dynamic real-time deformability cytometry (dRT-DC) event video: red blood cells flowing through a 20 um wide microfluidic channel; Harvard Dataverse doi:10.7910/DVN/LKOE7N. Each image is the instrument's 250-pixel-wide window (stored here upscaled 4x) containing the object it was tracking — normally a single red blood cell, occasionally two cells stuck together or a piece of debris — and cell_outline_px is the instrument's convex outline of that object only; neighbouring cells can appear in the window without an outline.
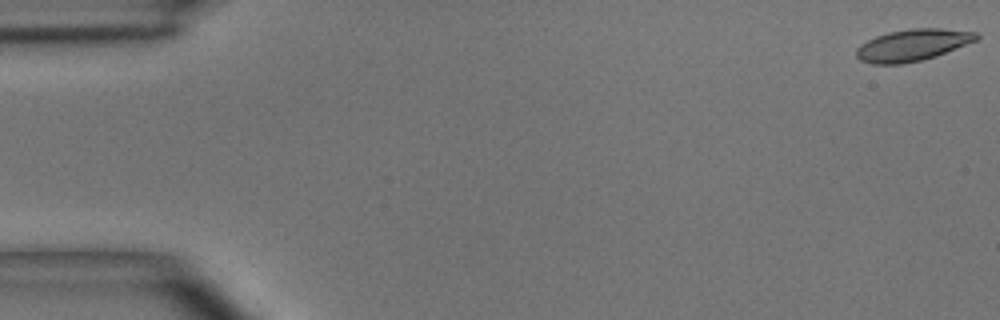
{"species": "common noctule bat (a hibernating species)", "species_latin": "Nyctalus noctula", "temperature_condition": "room temperature", "stored_images_in_passage": 49, "camera_frame_rate_fps": 3000, "um_per_image_px": 0.085, "animal": {"sex": "male", "body_mass_g": 15.6}, "frame": {"image": 1, "passage_image": 1, "time_ms": 0.0, "image_size_px": [1000, 320], "cell_outline_px": [[980, 36], [976, 40], [936, 56], [920, 60], [900, 64], [872, 64], [860, 60], [856, 56], [856, 48], [860, 44], [876, 36], [888, 32], [912, 28], [940, 28], [980, 32]], "centroid_in_image_um": [77.56, 3.82], "position_along_channel_um": 7.4, "area_um2": 22.2}}
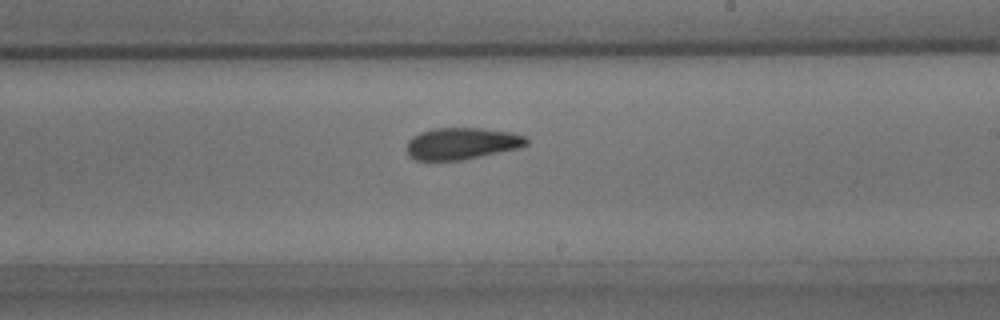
{"frame": {"image": 2, "passage_image": 29, "time_ms": 9.333, "image_size_px": [1000, 320], "cell_outline_px": [[528, 144], [520, 148], [460, 160], [416, 160], [408, 156], [408, 140], [412, 136], [420, 132], [432, 128], [484, 128], [512, 132], [528, 136]], "centroid_in_image_um": [39.28, 12.18], "position_along_channel_um": 249.7, "area_um2": 22.31}}
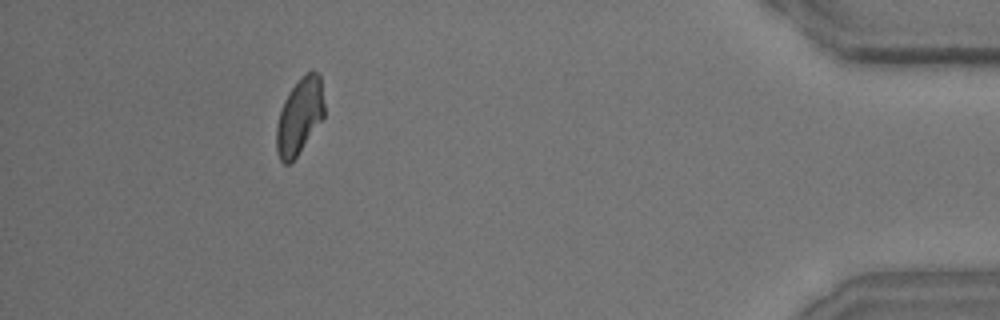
{"frame": {"image": 3, "passage_image": 45, "time_ms": 14.667, "image_size_px": [1000, 320], "cell_outline_px": [[324, 116], [296, 156], [288, 164], [284, 164], [280, 160], [276, 152], [276, 124], [284, 100], [292, 88], [312, 68], [320, 76], [324, 104]], "centroid_in_image_um": [25.44, 9.89], "position_along_channel_um": 409.8, "area_um2": 20.75}, "authors_computed_cell_mechanics": {"area_um2": 22.3108, "velocity_mm_per_s": 4.0569, "shape_relaxation_time_tau1_ms": 4.796, "shape_relaxation_time_tau2_ms": 3.0851, "deformation_change_tau1": 0.1206, "deformation_change_tau2": 0.0863}}